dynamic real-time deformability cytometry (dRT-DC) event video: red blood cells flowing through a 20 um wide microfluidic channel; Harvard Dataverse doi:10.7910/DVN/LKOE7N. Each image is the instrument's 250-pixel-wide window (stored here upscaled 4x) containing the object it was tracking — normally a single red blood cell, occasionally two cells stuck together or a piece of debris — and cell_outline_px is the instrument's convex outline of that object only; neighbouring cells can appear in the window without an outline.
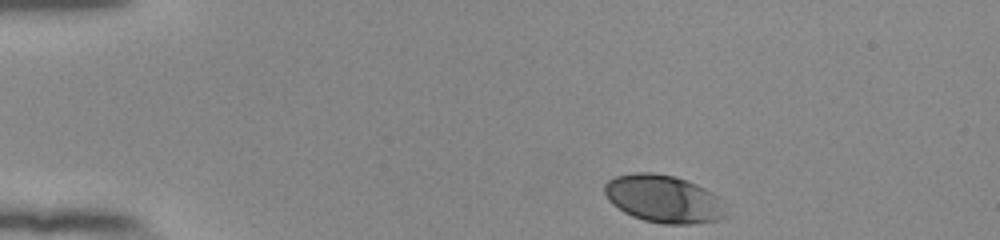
{"species": "human", "species_latin": "Homo sapiens", "temperature_condition": "room temperature", "stored_images_in_passage": 39, "camera_frame_rate_fps": 3000, "um_per_image_px": 0.085, "donor": {"sex": "female"}, "frame": {"image": 1, "passage_image": 1, "time_ms": 0.0, "image_size_px": [1000, 240], "cell_outline_px": [[728, 216], [716, 220], [692, 224], [664, 224], [644, 220], [632, 216], [624, 212], [612, 204], [608, 200], [604, 192], [604, 184], [608, 180], [616, 176], [636, 172], [652, 172], [672, 176], [696, 184], [712, 192], [716, 196]], "centroid_in_image_um": [56.36, 16.91], "position_along_channel_um": 28.6, "area_um2": 33.47}}
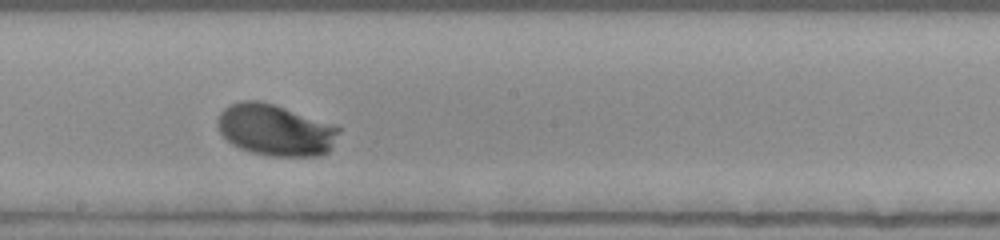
{"frame": {"image": 2, "passage_image": 23, "time_ms": 7.333, "image_size_px": [1000, 240], "cell_outline_px": [[340, 132], [332, 148], [328, 152], [320, 156], [272, 156], [252, 152], [240, 148], [232, 144], [220, 132], [216, 124], [216, 120], [220, 112], [224, 108], [240, 100], [260, 100], [284, 108], [340, 128]], "centroid_in_image_um": [23.37, 11.06], "position_along_channel_um": 224.8, "area_um2": 36.01}}
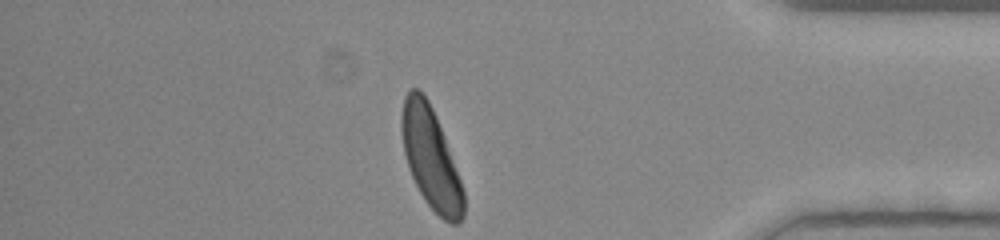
{"frame": {"image": 3, "passage_image": 39, "time_ms": 12.667, "image_size_px": [1000, 240], "cell_outline_px": [[464, 216], [460, 224], [448, 224], [424, 200], [408, 168], [404, 152], [400, 128], [400, 116], [404, 96], [412, 88], [420, 88], [428, 100], [432, 108], [440, 128], [460, 180], [464, 192]], "centroid_in_image_um": [36.59, 13.45], "position_along_channel_um": 398.6, "area_um2": 36.13}, "authors_computed_cell_mechanics": {"area_um2": 34.1598, "velocity_mm_per_s": 3.7797, "shape_relaxation_time_tau1_ms": 1.1881, "shape_relaxation_time_tau2_ms": null, "deformation_change_tau1": 0.1199, "deformation_change_tau2": null}}